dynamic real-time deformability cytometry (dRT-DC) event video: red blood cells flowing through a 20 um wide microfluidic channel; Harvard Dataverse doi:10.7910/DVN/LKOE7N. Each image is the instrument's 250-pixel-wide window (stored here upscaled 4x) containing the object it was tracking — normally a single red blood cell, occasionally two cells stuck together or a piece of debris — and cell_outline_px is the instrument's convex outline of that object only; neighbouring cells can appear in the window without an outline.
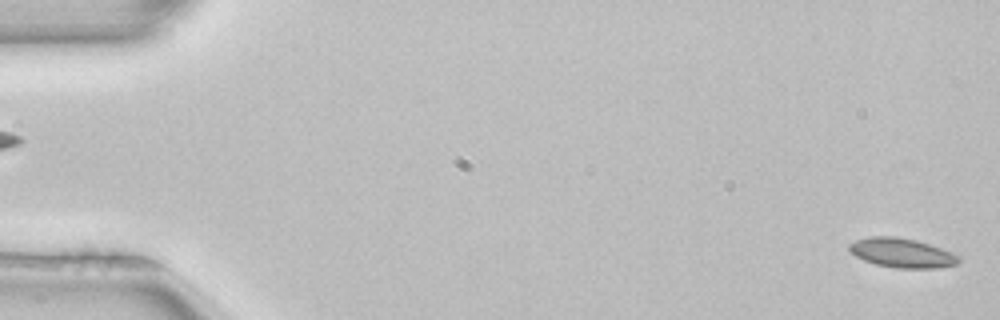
{"species": "common noctule bat (a hibernating species)", "species_latin": "Nyctalus noctula", "temperature_condition": "room temperature", "stored_images_in_passage": 2, "segment_of_instrument_passage": [2, 2], "camera_frame_rate_fps": 3000, "um_per_image_px": 0.085, "animal": {"sex": "female", "body_mass_g": 22.7, "forearm_length_mm": 54.2}, "frame": {"image": 1, "passage_image": 2, "time_ms": 0.333, "image_size_px": [1000, 320], "cell_outline_px": [[960, 260], [956, 264], [940, 268], [896, 268], [876, 264], [864, 260], [856, 256], [848, 248], [848, 244], [856, 240], [868, 236], [896, 236], [916, 240], [952, 252], [960, 256]], "centroid_in_image_um": [76.66, 21.49], "position_along_channel_um": 8.3, "area_um2": 18.73}}